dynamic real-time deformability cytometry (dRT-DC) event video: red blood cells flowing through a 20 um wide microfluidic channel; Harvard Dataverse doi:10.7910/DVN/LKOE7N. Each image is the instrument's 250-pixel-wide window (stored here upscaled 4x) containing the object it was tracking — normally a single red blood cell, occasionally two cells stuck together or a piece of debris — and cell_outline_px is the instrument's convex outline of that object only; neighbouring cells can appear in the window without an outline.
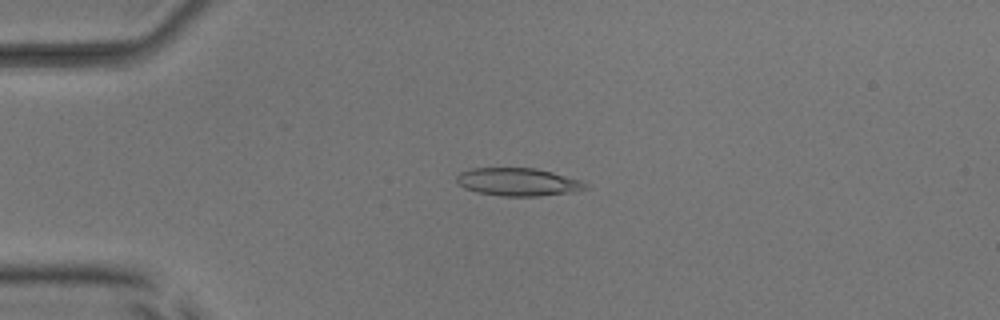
{"species": "common noctule bat (a hibernating species)", "species_latin": "Nyctalus noctula", "temperature_condition": "room temperature", "stored_images_in_passage": 54, "camera_frame_rate_fps": 3000, "um_per_image_px": 0.085, "animal": {"sex": "male", "body_mass_g": 17.9, "forearm_length_mm": 54.2}, "frame": {"image": 1, "passage_image": 14, "time_ms": 4.333, "image_size_px": [1000, 320], "cell_outline_px": [[588, 188], [572, 192], [536, 196], [500, 196], [476, 192], [464, 188], [456, 180], [456, 176], [460, 172], [472, 168], [536, 168], [552, 172], [580, 180], [588, 184]], "centroid_in_image_um": [44.02, 15.46], "position_along_channel_um": 41.0, "area_um2": 20.92}}
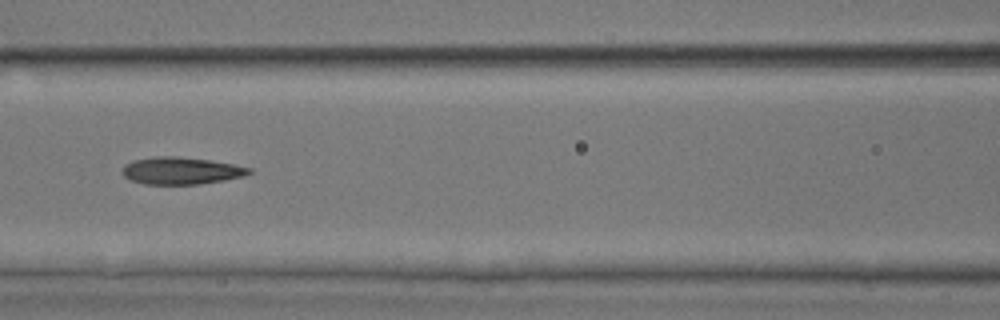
{"frame": {"image": 2, "passage_image": 25, "time_ms": 8.0, "image_size_px": [1000, 320], "cell_outline_px": [[252, 172], [244, 176], [224, 180], [200, 184], [144, 184], [132, 180], [124, 176], [124, 164], [132, 160], [152, 156], [176, 156], [208, 160], [232, 164], [252, 168]], "centroid_in_image_um": [15.39, 14.5], "position_along_channel_um": 151.2, "area_um2": 20.0}}
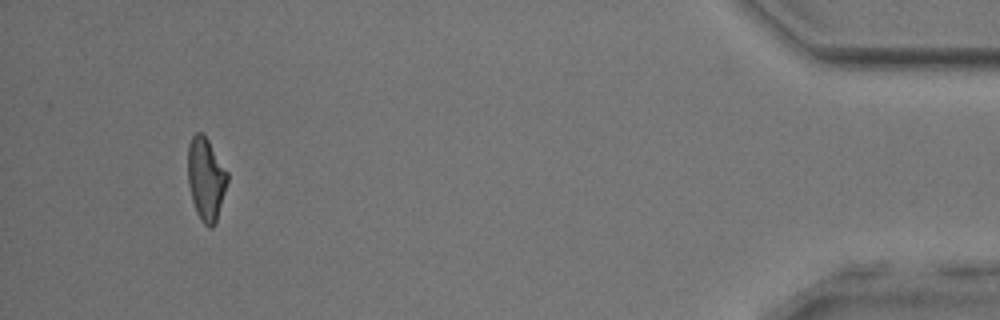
{"frame": {"image": 3, "passage_image": 51, "time_ms": 16.667, "image_size_px": [1000, 320], "cell_outline_px": [[228, 180], [216, 224], [212, 228], [208, 228], [200, 220], [196, 212], [192, 200], [188, 184], [188, 144], [192, 136], [196, 132], [204, 132], [228, 172]], "centroid_in_image_um": [17.51, 15.21], "position_along_channel_um": 417.7, "area_um2": 19.42}, "authors_computed_cell_mechanics": {"area_um2": 20.4034, "velocity_mm_per_s": 3.8822, "shape_relaxation_time_tau1_ms": 5.5661, "shape_relaxation_time_tau2_ms": 1.9702, "deformation_change_tau1": 0.1768, "deformation_change_tau2": 0.1046}}